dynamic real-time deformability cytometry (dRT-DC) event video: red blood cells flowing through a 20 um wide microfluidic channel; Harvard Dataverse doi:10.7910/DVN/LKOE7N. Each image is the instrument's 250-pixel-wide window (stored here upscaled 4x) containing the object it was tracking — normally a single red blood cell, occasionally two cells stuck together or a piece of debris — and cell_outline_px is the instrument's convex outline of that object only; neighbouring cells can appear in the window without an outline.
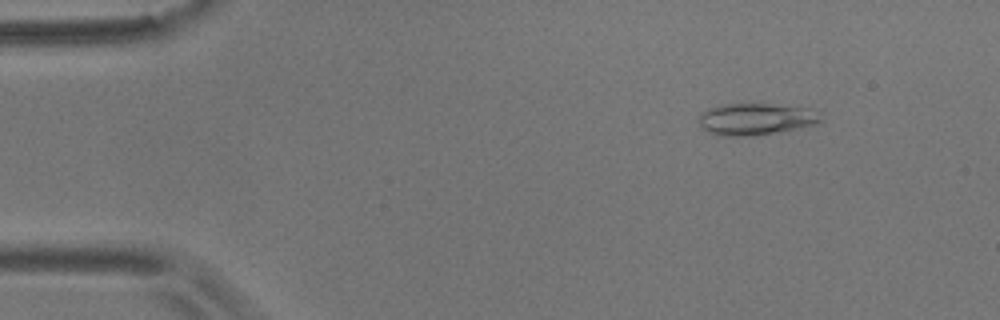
{"species": "common noctule bat (a hibernating species)", "species_latin": "Nyctalus noctula", "temperature_condition": "room temperature", "stored_images_in_passage": 20, "camera_frame_rate_fps": 3000, "um_per_image_px": 0.085, "animal": {"sex": "male", "body_mass_g": 17.9}, "frame": {"image": 1, "passage_image": 4, "time_ms": 1.0, "image_size_px": [1000, 320], "cell_outline_px": [[824, 120], [816, 124], [800, 128], [752, 136], [716, 136], [708, 132], [700, 124], [700, 112], [708, 108], [724, 104], [768, 104], [808, 108], [824, 112]], "centroid_in_image_um": [64.31, 10.13], "position_along_channel_um": 20.7, "area_um2": 22.89}}
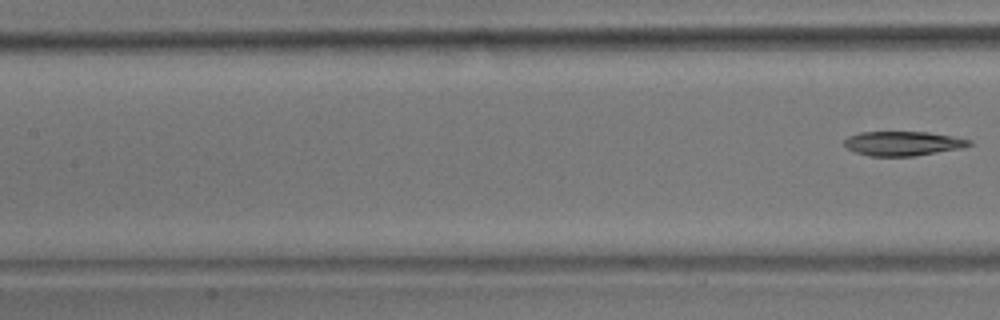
{"frame": {"image": 2, "passage_image": 20, "time_ms": 6.333, "image_size_px": [1000, 320], "cell_outline_px": [[972, 144], [964, 148], [912, 156], [868, 156], [856, 152], [848, 148], [844, 144], [844, 140], [848, 136], [860, 132], [928, 132], [952, 136], [972, 140]], "centroid_in_image_um": [76.76, 12.19], "position_along_channel_um": 130.6, "area_um2": 17.74}}